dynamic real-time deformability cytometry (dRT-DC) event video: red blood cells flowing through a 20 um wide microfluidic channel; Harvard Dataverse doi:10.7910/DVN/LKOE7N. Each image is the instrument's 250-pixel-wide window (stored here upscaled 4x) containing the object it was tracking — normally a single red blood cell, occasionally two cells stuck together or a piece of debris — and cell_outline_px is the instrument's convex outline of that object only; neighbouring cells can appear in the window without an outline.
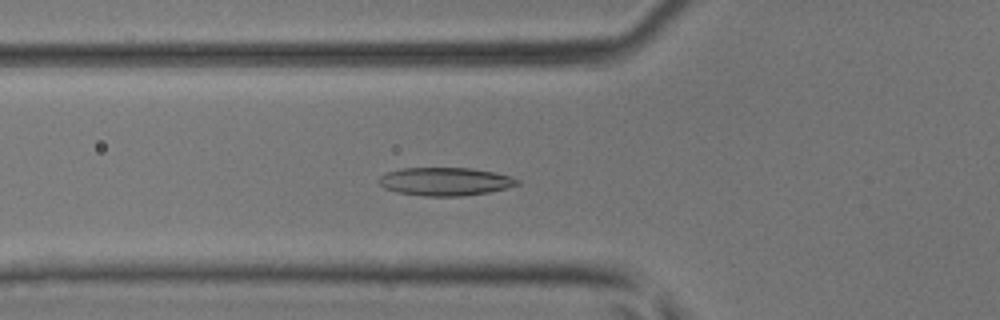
{"species": "common noctule bat (a hibernating species)", "species_latin": "Nyctalus noctula", "temperature_condition": "room temperature", "stored_images_in_passage": 39, "segment_of_instrument_passage": [1, 2], "camera_frame_rate_fps": 3000, "um_per_image_px": 0.085, "animal": {"sex": "male", "body_mass_g": 17.9, "forearm_length_mm": 54.2}, "frame": {"image": 1, "passage_image": 7, "time_ms": 2.0, "image_size_px": [1000, 320], "cell_outline_px": [[520, 184], [488, 192], [464, 196], [424, 196], [396, 192], [384, 188], [376, 180], [380, 176], [388, 172], [400, 168], [472, 168], [512, 176], [520, 180]], "centroid_in_image_um": [37.82, 15.43], "position_along_channel_um": 88.0, "area_um2": 22.77}}
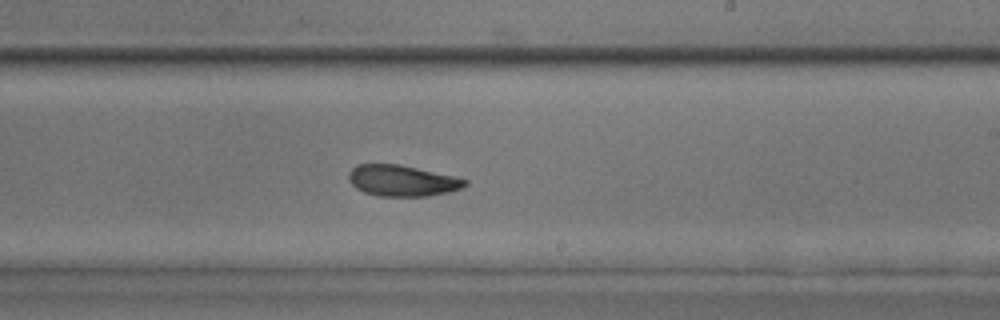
{"frame": {"image": 2, "passage_image": 19, "time_ms": 6.0, "image_size_px": [1000, 320], "cell_outline_px": [[468, 184], [460, 188], [448, 192], [428, 196], [376, 196], [364, 192], [356, 188], [348, 180], [348, 172], [356, 164], [396, 164], [416, 168], [452, 176], [468, 180]], "centroid_in_image_um": [34.13, 15.36], "position_along_channel_um": 254.9, "area_um2": 20.92}}
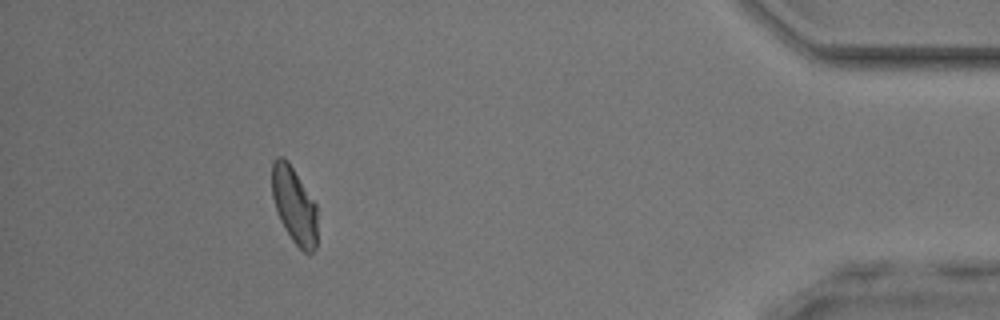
{"frame": {"image": 3, "passage_image": 34, "time_ms": 11.0, "image_size_px": [1000, 320], "cell_outline_px": [[316, 248], [308, 256], [292, 240], [284, 228], [280, 220], [272, 196], [272, 160], [276, 156], [284, 156], [288, 160], [316, 204]], "centroid_in_image_um": [25.0, 17.43], "position_along_channel_um": 410.2, "area_um2": 20.29}}